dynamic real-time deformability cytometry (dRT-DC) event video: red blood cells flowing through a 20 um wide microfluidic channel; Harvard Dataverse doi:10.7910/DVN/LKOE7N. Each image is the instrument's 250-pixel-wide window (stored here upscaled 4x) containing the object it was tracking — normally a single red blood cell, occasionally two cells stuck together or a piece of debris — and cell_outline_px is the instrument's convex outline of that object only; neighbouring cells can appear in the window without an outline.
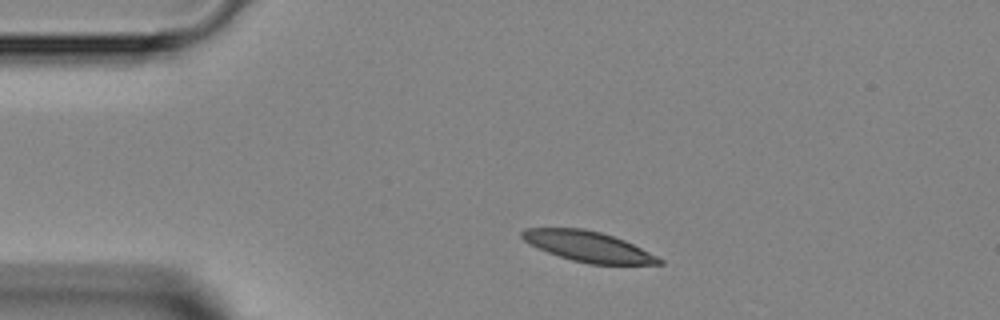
{"species": "Egyptian fruit bat (a non-hibernating species)", "species_latin": "Rousettus aegyptiacus", "temperature_condition": "room temperature", "stored_images_in_passage": 2, "camera_frame_rate_fps": 3000, "um_per_image_px": 0.085, "animal": {"sex": "female"}, "frame": {"image": 1, "passage_image": 1, "time_ms": 0.0, "image_size_px": [1000, 320], "cell_outline_px": [[664, 264], [588, 264], [572, 260], [536, 248], [528, 244], [520, 236], [520, 232], [524, 228], [584, 228], [600, 232], [624, 240], [664, 260]], "centroid_in_image_um": [49.94, 20.94], "position_along_channel_um": 35.1, "area_um2": 24.16}}
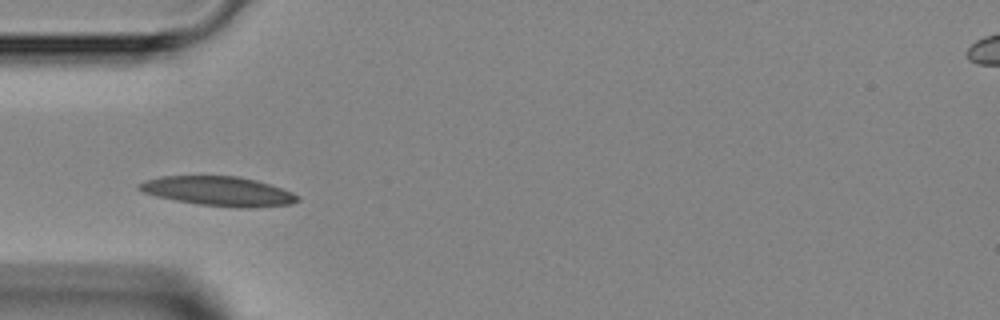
{"frame": {"image": 2, "passage_image": 2, "time_ms": 1.667, "image_size_px": [1000, 320], "cell_outline_px": [[300, 200], [292, 204], [252, 208], [236, 208], [200, 204], [176, 200], [156, 196], [144, 192], [136, 188], [136, 184], [144, 180], [160, 176], [240, 176], [256, 180], [292, 192], [300, 196]], "centroid_in_image_um": [18.57, 16.25], "position_along_channel_um": 66.4, "area_um2": 27.28}}